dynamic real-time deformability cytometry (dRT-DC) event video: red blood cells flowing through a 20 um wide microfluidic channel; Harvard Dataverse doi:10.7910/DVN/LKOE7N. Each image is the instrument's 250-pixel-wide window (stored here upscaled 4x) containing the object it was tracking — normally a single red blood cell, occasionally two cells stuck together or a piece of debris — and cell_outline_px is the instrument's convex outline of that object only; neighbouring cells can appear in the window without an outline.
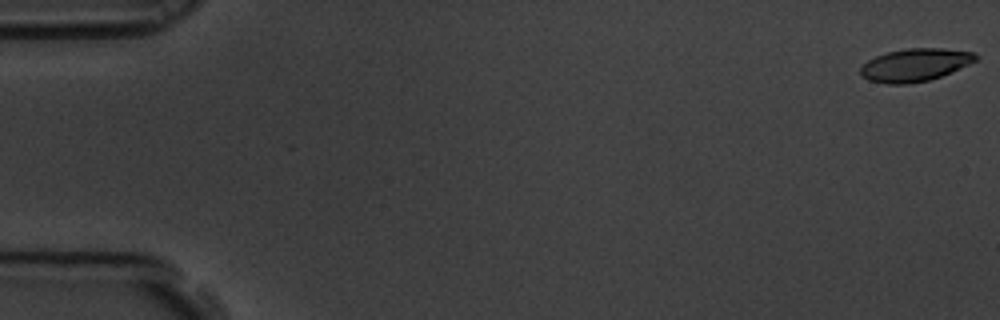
{"species": "common noctule bat (a hibernating species)", "species_latin": "Nyctalus noctula", "temperature_condition": "room temperature", "stored_images_in_passage": 19, "camera_frame_rate_fps": 3000, "um_per_image_px": 0.085, "animal": {"sex": "male", "body_mass_g": 19.5, "forearm_length_mm": 54.6}, "frame": {"image": 1, "passage_image": 1, "time_ms": 0.0, "image_size_px": [1000, 320], "cell_outline_px": [[980, 56], [976, 60], [968, 64], [940, 76], [928, 80], [908, 84], [888, 84], [868, 80], [860, 76], [860, 68], [868, 60], [876, 56], [888, 52], [908, 48], [940, 48], [976, 52]], "centroid_in_image_um": [77.76, 5.51], "position_along_channel_um": 7.2, "area_um2": 21.91}}
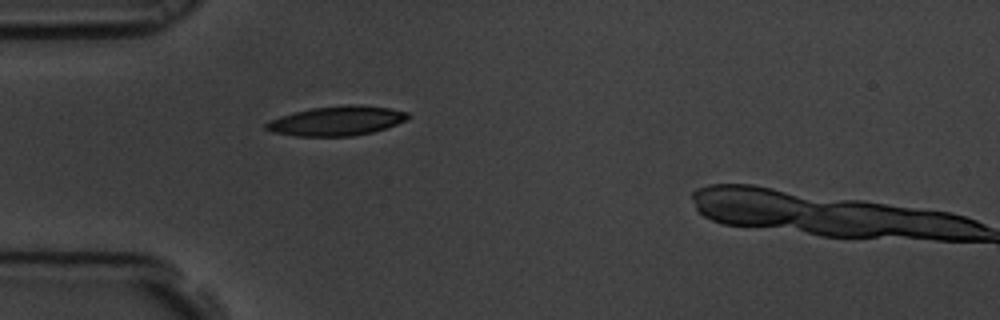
{"frame": {"image": 2, "passage_image": 18, "time_ms": 5.667, "image_size_px": [1000, 320], "cell_outline_px": [[408, 116], [404, 120], [396, 124], [372, 132], [352, 136], [296, 136], [272, 132], [264, 128], [264, 124], [280, 116], [312, 108], [348, 104], [388, 108], [408, 112]], "centroid_in_image_um": [28.58, 10.28], "position_along_channel_um": 56.4, "area_um2": 23.93}}